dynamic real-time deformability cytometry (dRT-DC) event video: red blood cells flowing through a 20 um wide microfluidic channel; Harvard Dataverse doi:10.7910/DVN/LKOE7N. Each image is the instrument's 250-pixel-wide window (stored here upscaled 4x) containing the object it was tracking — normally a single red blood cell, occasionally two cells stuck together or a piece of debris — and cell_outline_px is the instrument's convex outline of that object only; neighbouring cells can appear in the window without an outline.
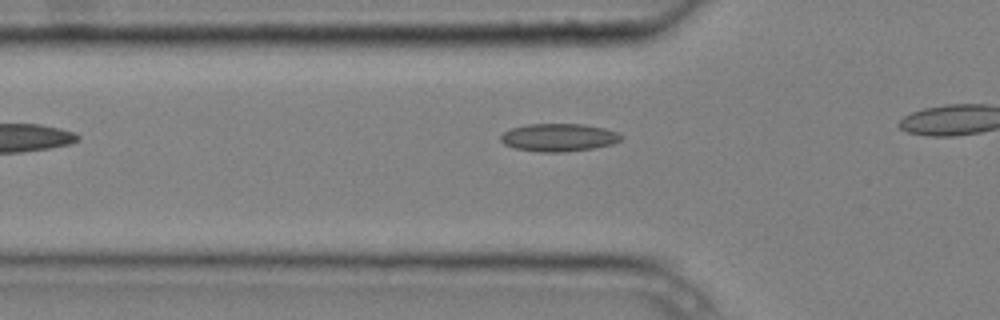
{"species": "common noctule bat (a hibernating species)", "species_latin": "Nyctalus noctula", "temperature_condition": "cold", "stored_images_in_passage": 6, "camera_frame_rate_fps": 3000, "um_per_image_px": 0.085, "animal": {"sex": "male", "body_mass_g": 20.4}, "frame": {"image": 1, "passage_image": 4, "time_ms": 1.0, "image_size_px": [1000, 320], "cell_outline_px": [[624, 136], [620, 140], [612, 144], [592, 148], [564, 152], [540, 152], [516, 148], [504, 144], [500, 140], [500, 136], [504, 132], [512, 128], [528, 124], [584, 124], [604, 128], [616, 132]], "centroid_in_image_um": [47.49, 11.68], "position_along_channel_um": 78.3, "area_um2": 19.42}}
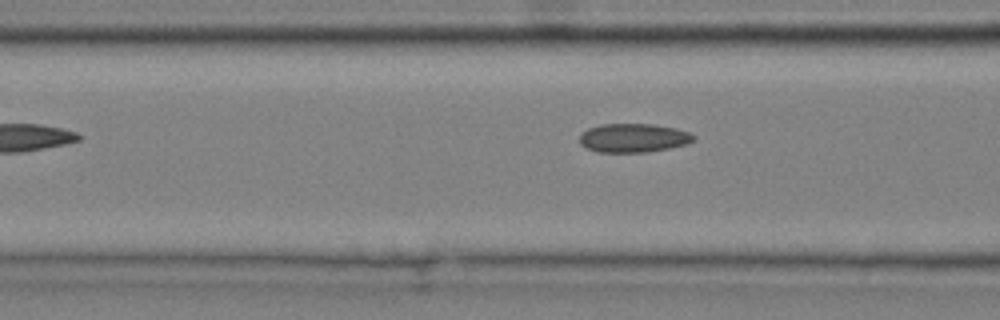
{"frame": {"image": 2, "passage_image": 6, "time_ms": 1.667, "image_size_px": [1000, 320], "cell_outline_px": [[696, 140], [688, 144], [648, 152], [596, 152], [580, 144], [580, 132], [588, 128], [600, 124], [652, 124], [676, 128], [688, 132], [696, 136]], "centroid_in_image_um": [53.84, 11.72], "position_along_channel_um": 112.8, "area_um2": 19.31}}